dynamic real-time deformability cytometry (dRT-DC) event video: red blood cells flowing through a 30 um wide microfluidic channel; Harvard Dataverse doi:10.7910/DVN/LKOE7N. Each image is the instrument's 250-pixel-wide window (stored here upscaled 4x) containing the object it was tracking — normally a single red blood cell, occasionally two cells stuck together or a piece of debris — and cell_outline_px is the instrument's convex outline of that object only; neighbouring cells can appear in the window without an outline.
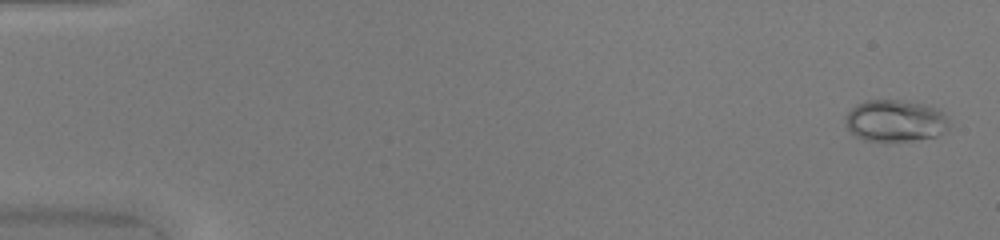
{"species": "common noctule bat (a hibernating species)", "species_latin": "Nyctalus noctula", "temperature_condition": "warm", "stored_images_in_passage": 50, "camera_frame_rate_fps": 3000, "um_per_image_px": 0.085, "animal": {"sex": "female", "body_mass_g": 20.0, "forearm_length_mm": 54.0}, "frame": {"image": 1, "passage_image": 2, "time_ms": 0.333, "image_size_px": [1000, 240], "cell_outline_px": [[948, 128], [944, 132], [936, 136], [912, 140], [864, 140], [856, 136], [848, 128], [844, 120], [848, 112], [856, 104], [868, 100], [900, 100], [924, 104], [936, 108], [944, 112], [948, 120]], "centroid_in_image_um": [76.1, 10.25], "position_along_channel_um": 8.9, "area_um2": 25.03}}
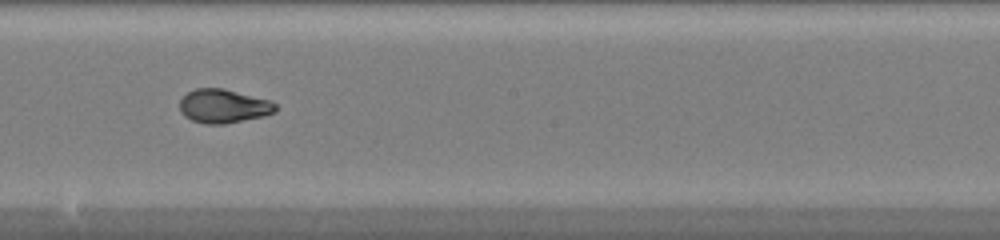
{"frame": {"image": 2, "passage_image": 29, "time_ms": 9.333, "image_size_px": [1000, 240], "cell_outline_px": [[276, 112], [264, 116], [224, 124], [204, 124], [192, 120], [184, 116], [180, 112], [180, 100], [188, 92], [196, 88], [224, 88], [272, 100], [276, 104]], "centroid_in_image_um": [19.01, 9.01], "position_along_channel_um": 229.2, "area_um2": 19.07}}
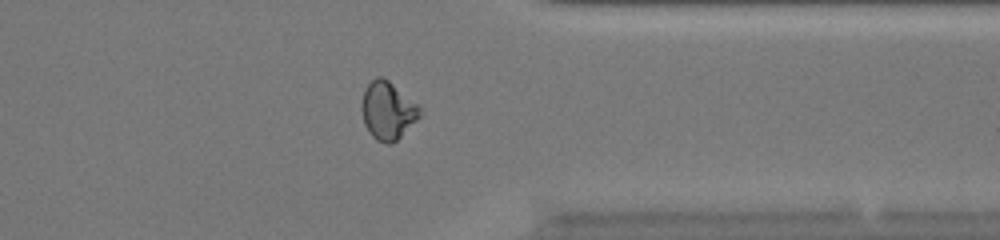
{"frame": {"image": 3, "passage_image": 40, "time_ms": 13.0, "image_size_px": [1000, 240], "cell_outline_px": [[420, 116], [392, 144], [388, 144], [376, 140], [368, 132], [364, 124], [360, 108], [360, 104], [364, 88], [376, 76], [384, 76], [416, 104], [420, 108]], "centroid_in_image_um": [32.89, 9.39], "position_along_channel_um": 378.5, "area_um2": 19.54}, "authors_computed_cell_mechanics": {"area_um2": 19.652, "velocity_mm_per_s": 4.2006, "shape_relaxation_time_tau1_ms": 9.1071, "shape_relaxation_time_tau2_ms": null, "deformation_change_tau1": 0.3004, "deformation_change_tau2": null}}